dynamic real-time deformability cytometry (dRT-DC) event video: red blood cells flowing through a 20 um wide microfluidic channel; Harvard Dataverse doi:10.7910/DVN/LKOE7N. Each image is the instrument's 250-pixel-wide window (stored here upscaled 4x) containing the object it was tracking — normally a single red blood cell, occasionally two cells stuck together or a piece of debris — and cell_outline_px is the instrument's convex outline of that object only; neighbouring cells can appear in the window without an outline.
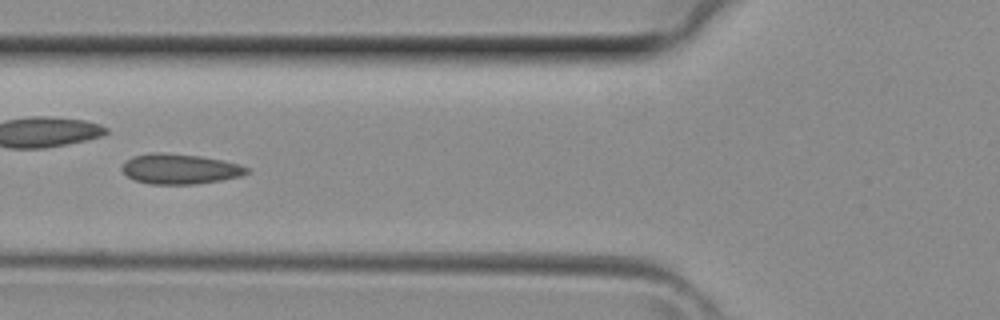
{"species": "common noctule bat (a hibernating species)", "species_latin": "Nyctalus noctula", "temperature_condition": "room temperature", "stored_images_in_passage": 5, "camera_frame_rate_fps": 3000, "um_per_image_px": 0.085, "animal": {"sex": "female", "body_mass_g": 29.2, "forearm_length_mm": 56.3}, "frame": {"image": 1, "passage_image": 5, "time_ms": 1.333, "image_size_px": [1000, 320], "cell_outline_px": [[252, 168], [248, 172], [240, 176], [220, 180], [196, 184], [148, 184], [136, 180], [128, 176], [120, 168], [132, 156], [152, 152], [160, 152], [200, 156], [224, 160], [240, 164]], "centroid_in_image_um": [15.32, 14.35], "position_along_channel_um": 110.5, "area_um2": 21.96}}